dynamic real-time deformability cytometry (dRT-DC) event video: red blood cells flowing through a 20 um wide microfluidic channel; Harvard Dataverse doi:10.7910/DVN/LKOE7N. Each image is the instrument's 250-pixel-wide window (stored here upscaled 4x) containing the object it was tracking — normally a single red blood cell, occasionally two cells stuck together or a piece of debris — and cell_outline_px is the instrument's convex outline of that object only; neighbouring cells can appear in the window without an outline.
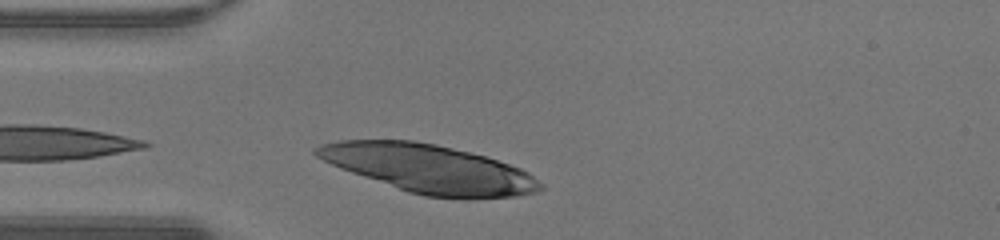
{"species": "human", "species_latin": "Homo sapiens", "temperature_condition": "warm", "stored_images_in_passage": 26, "camera_frame_rate_fps": 3000, "um_per_image_px": 0.085, "donor": {"sex": "male"}, "frame": {"image": 1, "passage_image": 1, "time_ms": 0.0, "image_size_px": [1000, 240], "cell_outline_px": [[544, 188], [536, 192], [516, 196], [468, 200], [464, 200], [424, 196], [408, 192], [340, 168], [316, 156], [312, 152], [312, 148], [320, 144], [340, 140], [412, 140], [436, 144], [484, 156], [520, 168], [528, 172], [544, 184]], "centroid_in_image_um": [36.49, 14.36], "position_along_channel_um": 48.5, "area_um2": 63.12}}